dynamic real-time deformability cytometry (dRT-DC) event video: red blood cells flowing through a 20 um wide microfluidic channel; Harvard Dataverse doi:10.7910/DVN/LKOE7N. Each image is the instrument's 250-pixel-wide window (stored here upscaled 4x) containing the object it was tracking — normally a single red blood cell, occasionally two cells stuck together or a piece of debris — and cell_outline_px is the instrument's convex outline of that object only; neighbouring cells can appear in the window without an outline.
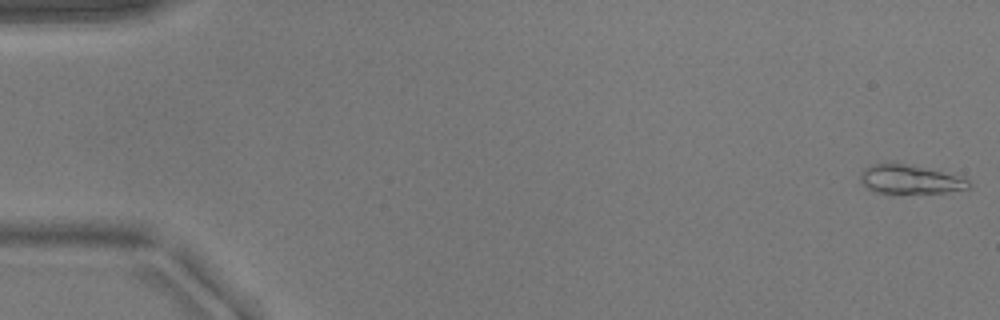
{"species": "common noctule bat (a hibernating species)", "species_latin": "Nyctalus noctula", "temperature_condition": "warm", "stored_images_in_passage": 52, "camera_frame_rate_fps": 3000, "um_per_image_px": 0.085, "animal": {"sex": "male", "body_mass_g": 17.9}, "frame": {"image": 1, "passage_image": 1, "time_ms": 0.0, "image_size_px": [1000, 320], "cell_outline_px": [[972, 188], [944, 192], [876, 192], [868, 188], [860, 180], [860, 172], [864, 168], [872, 164], [896, 160], [940, 172], [968, 180], [972, 184]], "centroid_in_image_um": [77.28, 15.2], "position_along_channel_um": 7.7, "area_um2": 18.15}}
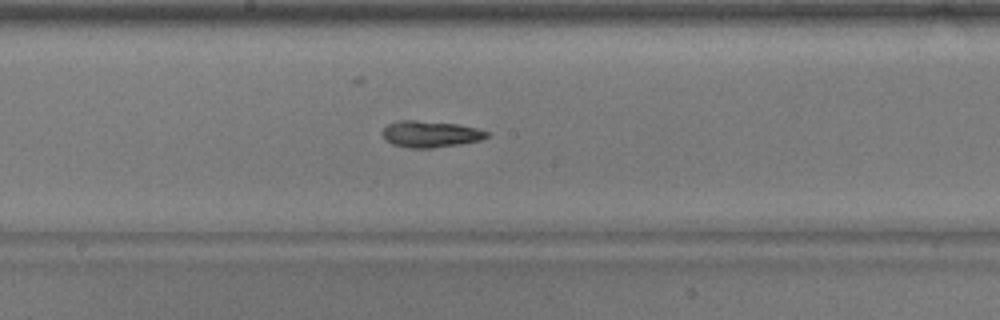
{"frame": {"image": 2, "passage_image": 28, "time_ms": 9.0, "image_size_px": [1000, 320], "cell_outline_px": [[488, 136], [480, 140], [460, 144], [432, 148], [408, 148], [392, 144], [384, 140], [380, 132], [388, 124], [400, 120], [416, 120], [460, 124], [476, 128], [488, 132]], "centroid_in_image_um": [36.53, 11.39], "position_along_channel_um": 211.7, "area_um2": 16.24}}
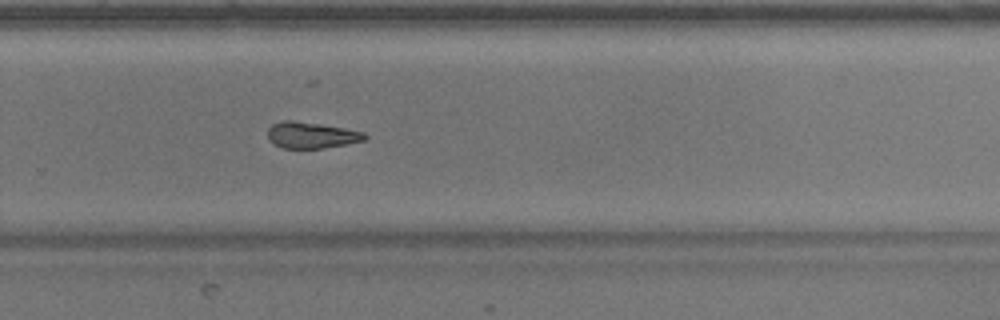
{"frame": {"image": 3, "passage_image": 35, "time_ms": 11.333, "image_size_px": [1000, 320], "cell_outline_px": [[368, 136], [364, 140], [348, 144], [324, 148], [280, 148], [272, 144], [268, 140], [268, 128], [272, 124], [284, 120], [292, 120], [320, 124], [344, 128], [364, 132]], "centroid_in_image_um": [26.43, 11.49], "position_along_channel_um": 303.4, "area_um2": 14.97}}